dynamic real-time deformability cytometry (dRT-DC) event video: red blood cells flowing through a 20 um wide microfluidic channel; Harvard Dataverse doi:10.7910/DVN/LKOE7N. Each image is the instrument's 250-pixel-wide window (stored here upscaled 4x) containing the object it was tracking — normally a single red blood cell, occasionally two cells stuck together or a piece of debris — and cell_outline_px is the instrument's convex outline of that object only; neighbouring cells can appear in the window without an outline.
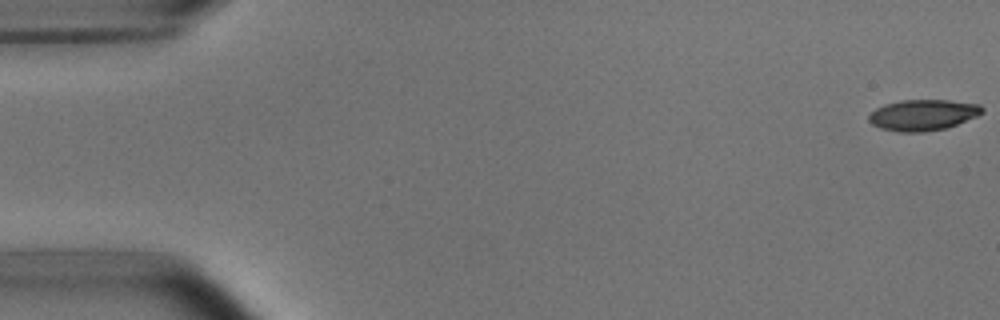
{"species": "common noctule bat (a hibernating species)", "species_latin": "Nyctalus noctula", "temperature_condition": "room temperature", "stored_images_in_passage": 5, "camera_frame_rate_fps": 3000, "um_per_image_px": 0.085, "animal": {"sex": "male", "body_mass_g": 15.6}, "frame": {"image": 1, "passage_image": 1, "time_ms": 0.0, "image_size_px": [1000, 320], "cell_outline_px": [[984, 112], [976, 116], [956, 124], [944, 128], [924, 132], [900, 132], [880, 128], [872, 124], [868, 120], [868, 116], [876, 108], [884, 104], [900, 100], [948, 100], [980, 104], [984, 108]], "centroid_in_image_um": [78.43, 9.76], "position_along_channel_um": 6.6, "area_um2": 20.4}}